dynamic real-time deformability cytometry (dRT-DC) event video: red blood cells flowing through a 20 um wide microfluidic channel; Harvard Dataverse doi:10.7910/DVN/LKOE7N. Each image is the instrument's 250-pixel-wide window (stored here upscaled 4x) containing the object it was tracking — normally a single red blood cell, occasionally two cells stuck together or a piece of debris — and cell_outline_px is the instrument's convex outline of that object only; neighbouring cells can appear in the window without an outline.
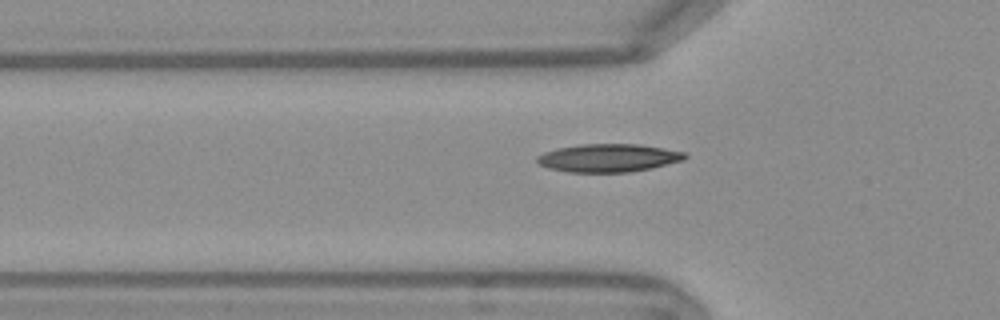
{"species": "Egyptian fruit bat (a non-hibernating species)", "species_latin": "Rousettus aegyptiacus", "temperature_condition": "warm", "stored_images_in_passage": 39, "camera_frame_rate_fps": 3000, "um_per_image_px": 0.085, "frame": {"image": 1, "passage_image": 6, "time_ms": 1.667, "image_size_px": [1000, 320], "cell_outline_px": [[688, 156], [684, 160], [652, 168], [632, 172], [568, 172], [548, 168], [540, 164], [536, 160], [536, 156], [544, 152], [556, 148], [580, 144], [640, 144], [688, 152]], "centroid_in_image_um": [51.75, 13.42], "position_along_channel_um": 74.1, "area_um2": 24.45}}
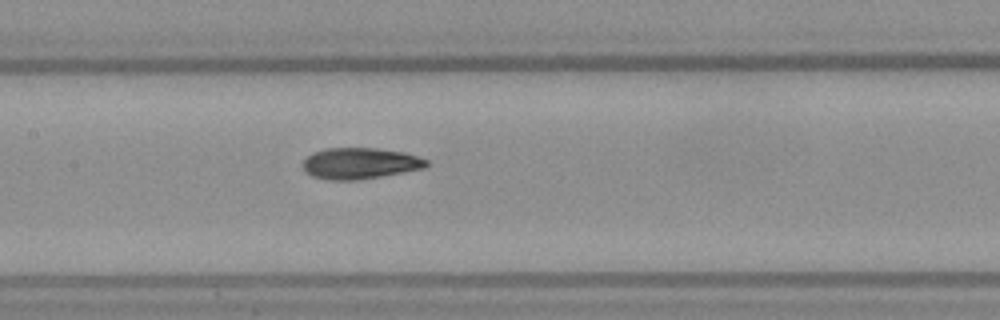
{"frame": {"image": 2, "passage_image": 14, "time_ms": 4.333, "image_size_px": [1000, 320], "cell_outline_px": [[428, 164], [424, 168], [380, 176], [356, 180], [328, 180], [312, 176], [304, 172], [304, 160], [312, 152], [324, 148], [376, 148], [404, 152], [428, 160]], "centroid_in_image_um": [30.56, 13.88], "position_along_channel_um": 176.8, "area_um2": 22.37}}
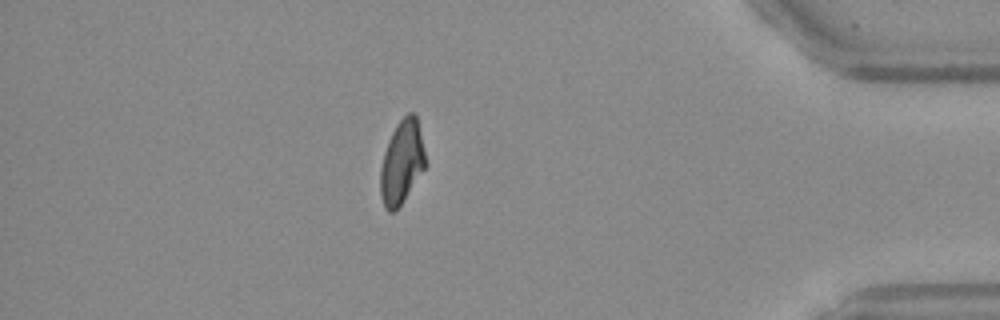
{"frame": {"image": 3, "passage_image": 35, "time_ms": 11.333, "image_size_px": [1000, 320], "cell_outline_px": [[428, 164], [404, 200], [392, 212], [388, 212], [384, 208], [380, 196], [380, 168], [384, 152], [388, 140], [396, 124], [408, 112], [412, 112], [416, 116]], "centroid_in_image_um": [34.15, 13.8], "position_along_channel_um": 401.0, "area_um2": 22.08}}